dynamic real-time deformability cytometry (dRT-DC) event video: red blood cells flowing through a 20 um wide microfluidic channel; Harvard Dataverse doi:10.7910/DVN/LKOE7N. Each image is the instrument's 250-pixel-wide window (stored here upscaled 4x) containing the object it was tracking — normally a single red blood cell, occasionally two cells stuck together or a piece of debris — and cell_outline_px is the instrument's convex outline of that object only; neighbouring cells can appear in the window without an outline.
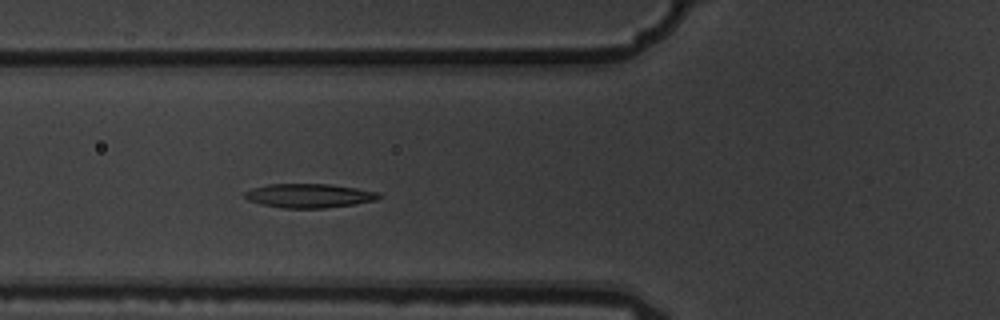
{"species": "common noctule bat (a hibernating species)", "species_latin": "Nyctalus noctula", "temperature_condition": "warm", "stored_images_in_passage": 4, "camera_frame_rate_fps": 3000, "um_per_image_px": 0.085, "animal": {"sex": "male", "body_mass_g": 19.5, "forearm_length_mm": 54.6}, "frame": {"image": 1, "passage_image": 4, "time_ms": 1.0, "image_size_px": [1000, 320], "cell_outline_px": [[380, 196], [376, 200], [356, 204], [324, 208], [284, 208], [260, 204], [248, 200], [244, 196], [244, 192], [252, 188], [268, 184], [328, 184], [356, 188], [380, 192]], "centroid_in_image_um": [26.27, 16.63], "position_along_channel_um": 99.5, "area_um2": 18.79}}